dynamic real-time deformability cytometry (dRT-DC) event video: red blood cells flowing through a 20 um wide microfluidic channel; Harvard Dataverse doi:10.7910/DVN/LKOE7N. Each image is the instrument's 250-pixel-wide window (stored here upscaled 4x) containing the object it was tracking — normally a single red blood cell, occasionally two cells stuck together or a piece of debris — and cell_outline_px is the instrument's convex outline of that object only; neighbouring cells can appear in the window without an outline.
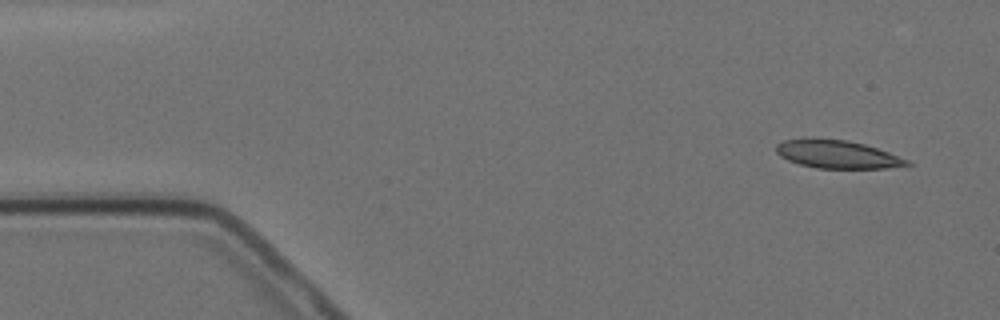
{"species": "Egyptian fruit bat (a non-hibernating species)", "species_latin": "Rousettus aegyptiacus", "temperature_condition": "cold", "stored_images_in_passage": 5, "camera_frame_rate_fps": 3000, "um_per_image_px": 0.085, "animal": {"sex": "female"}, "frame": {"image": 1, "passage_image": 1, "time_ms": 0.0, "image_size_px": [1000, 320], "cell_outline_px": [[912, 164], [884, 168], [816, 168], [800, 164], [788, 160], [780, 156], [776, 152], [776, 144], [784, 140], [804, 136], [812, 136], [848, 140], [864, 144], [888, 152], [908, 160]], "centroid_in_image_um": [71.07, 13.07], "position_along_channel_um": 13.9, "area_um2": 21.73}}